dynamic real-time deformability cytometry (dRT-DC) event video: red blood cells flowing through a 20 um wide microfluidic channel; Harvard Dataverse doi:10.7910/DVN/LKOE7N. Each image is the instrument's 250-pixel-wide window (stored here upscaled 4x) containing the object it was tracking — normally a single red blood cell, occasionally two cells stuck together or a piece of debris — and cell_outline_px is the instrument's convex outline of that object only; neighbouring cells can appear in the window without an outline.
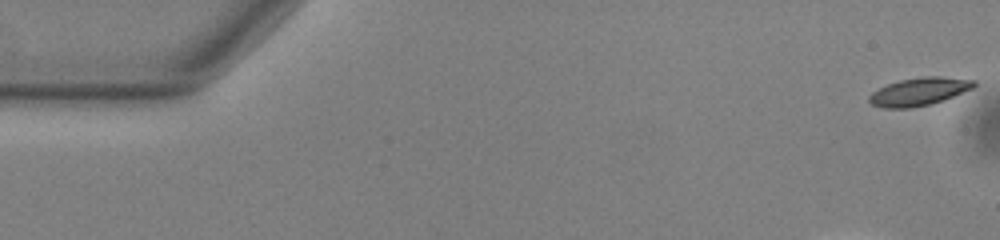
{"species": "common noctule bat (a hibernating species)", "species_latin": "Nyctalus noctula", "temperature_condition": "warm", "stored_images_in_passage": 41, "camera_frame_rate_fps": 3000, "um_per_image_px": 0.085, "animal": {"sex": "male", "body_mass_g": 13.0, "forearm_length_mm": 53.1}, "frame": {"image": 1, "passage_image": 1, "time_ms": 0.0, "image_size_px": [1000, 240], "cell_outline_px": [[976, 84], [972, 88], [944, 100], [912, 108], [884, 108], [872, 104], [868, 100], [868, 96], [872, 92], [888, 84], [900, 80], [920, 76], [940, 76], [976, 80]], "centroid_in_image_um": [78.12, 7.78], "position_along_channel_um": 6.9, "area_um2": 16.99}}
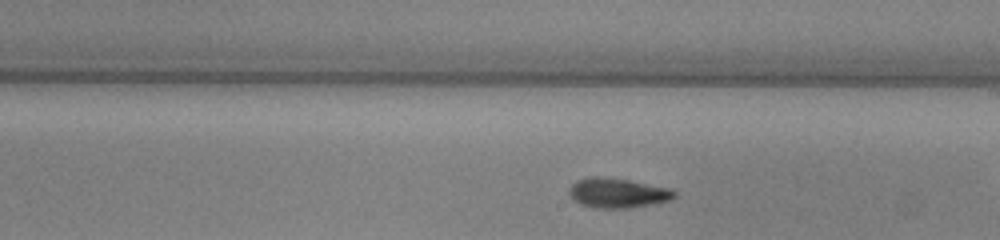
{"frame": {"image": 2, "passage_image": 28, "time_ms": 9.0, "image_size_px": [1000, 240], "cell_outline_px": [[676, 196], [672, 200], [652, 204], [624, 208], [592, 208], [580, 204], [572, 200], [568, 196], [568, 192], [572, 184], [576, 180], [592, 176], [600, 176], [628, 180], [672, 188], [676, 192]], "centroid_in_image_um": [52.48, 16.4], "position_along_channel_um": 236.5, "area_um2": 18.5}}
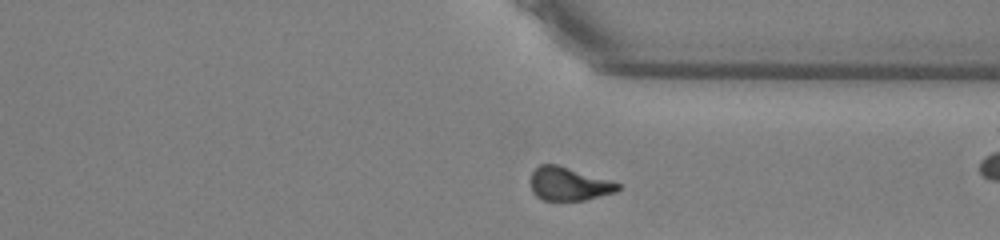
{"frame": {"image": 3, "passage_image": 38, "time_ms": 12.333, "image_size_px": [1000, 240], "cell_outline_px": [[620, 188], [616, 192], [584, 200], [544, 200], [536, 196], [532, 192], [528, 180], [532, 172], [540, 164], [556, 164], [608, 180], [620, 184]], "centroid_in_image_um": [48.28, 15.64], "position_along_channel_um": 363.1, "area_um2": 16.88}, "authors_computed_cell_mechanics": {"area_um2": 17.3978, "velocity_mm_per_s": 3.7977, "shape_relaxation_time_tau1_ms": 3.5272, "shape_relaxation_time_tau2_ms": 10.1187, "deformation_change_tau1": 0.1418, "deformation_change_tau2": 0.1673}}